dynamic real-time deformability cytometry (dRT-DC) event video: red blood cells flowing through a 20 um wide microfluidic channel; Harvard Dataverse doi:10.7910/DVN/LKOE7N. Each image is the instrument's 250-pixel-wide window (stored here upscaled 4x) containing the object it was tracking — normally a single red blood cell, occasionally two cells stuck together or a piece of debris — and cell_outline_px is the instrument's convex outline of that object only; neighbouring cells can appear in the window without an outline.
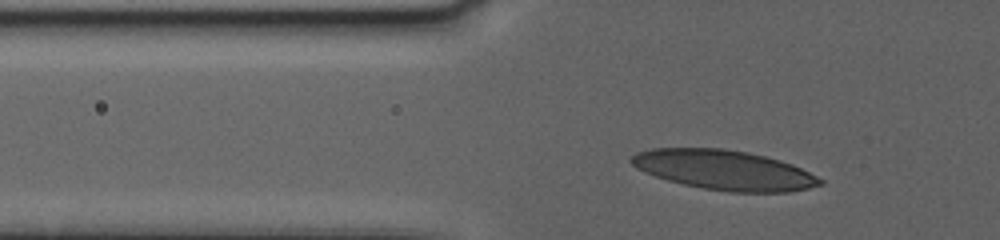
{"species": "human", "species_latin": "Homo sapiens", "temperature_condition": "warm", "stored_images_in_passage": 31, "camera_frame_rate_fps": 3000, "um_per_image_px": 0.085, "donor": {"sex": "female"}, "frame": {"image": 1, "passage_image": 7, "time_ms": 2.667, "image_size_px": [1000, 240], "cell_outline_px": [[824, 184], [808, 188], [788, 192], [728, 192], [704, 188], [684, 184], [668, 180], [644, 172], [636, 168], [628, 160], [636, 152], [652, 148], [720, 148], [748, 152], [780, 160], [792, 164], [824, 180]], "centroid_in_image_um": [61.54, 14.45], "position_along_channel_um": 64.3, "area_um2": 43.58}}
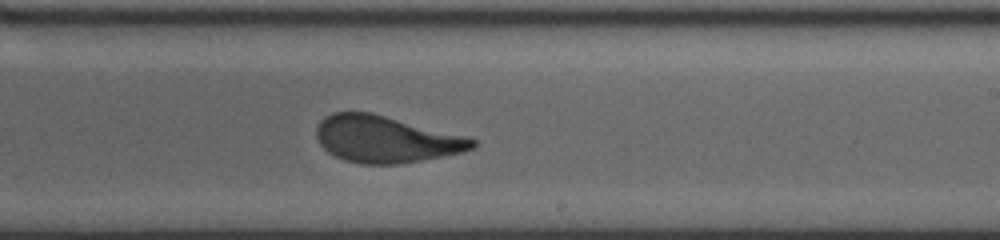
{"frame": {"image": 2, "passage_image": 20, "time_ms": 9.0, "image_size_px": [1000, 240], "cell_outline_px": [[476, 148], [464, 152], [400, 164], [360, 164], [344, 160], [328, 152], [320, 144], [316, 136], [316, 128], [320, 120], [324, 116], [332, 112], [372, 112], [464, 136], [476, 140]], "centroid_in_image_um": [32.76, 11.83], "position_along_channel_um": 256.2, "area_um2": 42.48}}
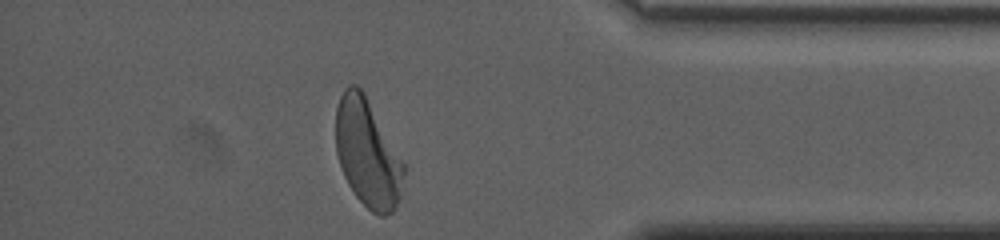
{"frame": {"image": 3, "passage_image": 31, "time_ms": 14.0, "image_size_px": [1000, 240], "cell_outline_px": [[404, 172], [400, 196], [396, 208], [392, 212], [384, 216], [380, 216], [372, 212], [356, 196], [348, 184], [344, 176], [336, 152], [336, 108], [340, 96], [344, 88], [348, 84], [356, 84], [364, 92], [404, 164]], "centroid_in_image_um": [31.22, 13.02], "position_along_channel_um": 404.0, "area_um2": 42.43}, "authors_computed_cell_mechanics": {"area_um2": 42.8876, "velocity_mm_per_s": 3.2928, "shape_relaxation_time_tau1_ms": 4.6412, "shape_relaxation_time_tau2_ms": null, "deformation_change_tau1": 0.188, "deformation_change_tau2": null}}